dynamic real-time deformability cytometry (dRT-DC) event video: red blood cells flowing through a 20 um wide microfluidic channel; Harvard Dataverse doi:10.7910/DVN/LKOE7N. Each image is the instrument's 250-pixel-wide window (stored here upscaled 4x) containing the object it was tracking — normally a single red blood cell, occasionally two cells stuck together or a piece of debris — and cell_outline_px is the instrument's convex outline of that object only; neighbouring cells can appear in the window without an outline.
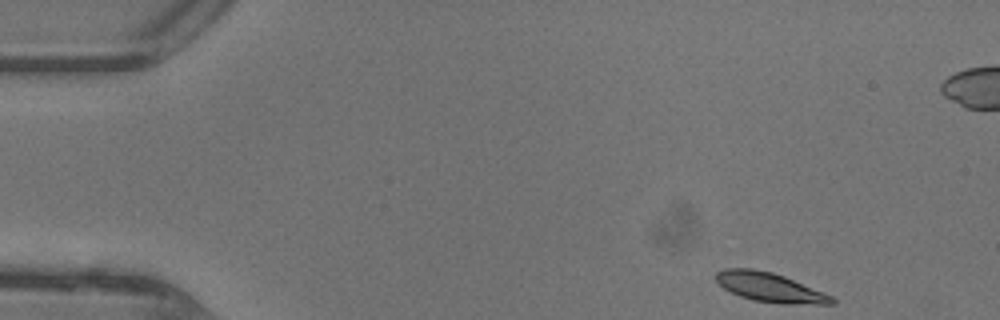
{"species": "common noctule bat (a hibernating species)", "species_latin": "Nyctalus noctula", "temperature_condition": "warm", "stored_images_in_passage": 20, "camera_frame_rate_fps": 3000, "um_per_image_px": 0.085, "animal": {"sex": "female"}, "frame": {"image": 1, "passage_image": 1, "time_ms": 0.0, "image_size_px": [1000, 320], "cell_outline_px": [[836, 304], [784, 304], [752, 300], [740, 296], [724, 288], [716, 280], [716, 272], [724, 268], [752, 268], [772, 272], [784, 276], [824, 292], [832, 296], [836, 300]], "centroid_in_image_um": [65.46, 24.43], "position_along_channel_um": 19.5, "area_um2": 19.77}}
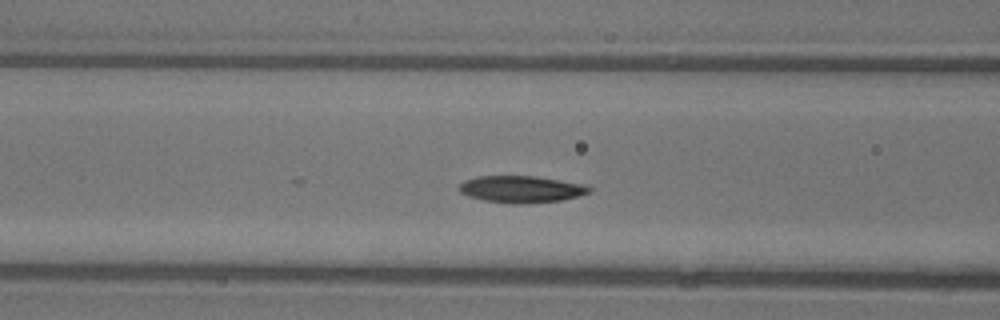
{"frame": {"image": 2, "passage_image": 15, "time_ms": 4.667, "image_size_px": [1000, 320], "cell_outline_px": [[592, 192], [580, 196], [560, 200], [524, 204], [512, 204], [484, 200], [468, 196], [460, 192], [460, 184], [464, 180], [480, 176], [536, 176], [584, 184], [592, 188]], "centroid_in_image_um": [44.34, 16.08], "position_along_channel_um": 122.3, "area_um2": 20.4}}
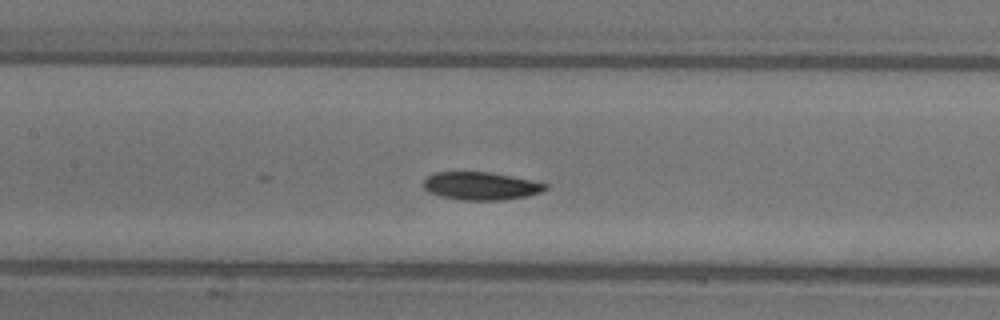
{"frame": {"image": 3, "passage_image": 18, "time_ms": 5.667, "image_size_px": [1000, 320], "cell_outline_px": [[548, 188], [540, 192], [528, 196], [504, 200], [460, 200], [440, 196], [428, 192], [424, 188], [424, 180], [428, 176], [436, 172], [488, 172], [512, 176], [532, 180], [548, 184]], "centroid_in_image_um": [40.89, 15.81], "position_along_channel_um": 166.5, "area_um2": 19.88}}